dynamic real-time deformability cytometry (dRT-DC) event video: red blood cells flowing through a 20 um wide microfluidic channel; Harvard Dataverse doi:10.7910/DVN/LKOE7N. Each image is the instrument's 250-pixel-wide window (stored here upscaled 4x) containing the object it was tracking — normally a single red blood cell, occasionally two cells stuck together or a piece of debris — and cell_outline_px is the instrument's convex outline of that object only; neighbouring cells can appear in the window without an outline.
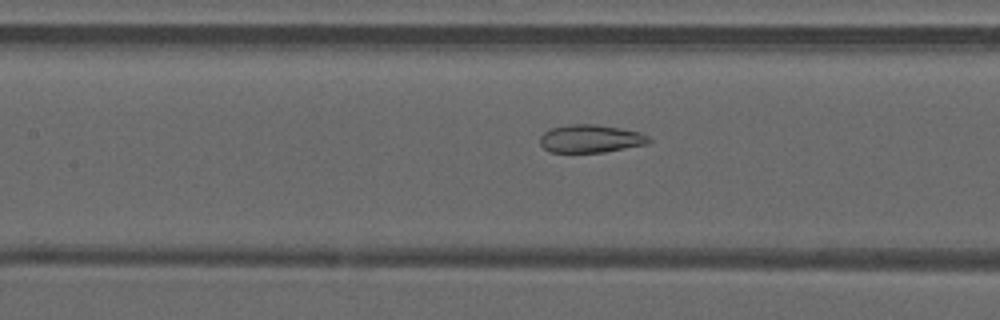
{"species": "common noctule bat (a hibernating species)", "species_latin": "Nyctalus noctula", "temperature_condition": "warm", "stored_images_in_passage": 50, "camera_frame_rate_fps": 3000, "um_per_image_px": 0.085, "animal": {"sex": "male", "forearm_length_mm": 52.5}, "frame": {"image": 1, "passage_image": 23, "time_ms": 7.333, "image_size_px": [1000, 320], "cell_outline_px": [[652, 140], [648, 144], [604, 152], [548, 152], [540, 144], [540, 136], [544, 132], [552, 128], [572, 124], [596, 124], [620, 128], [640, 132], [648, 136]], "centroid_in_image_um": [50.21, 11.79], "position_along_channel_um": 157.2, "area_um2": 17.74}}
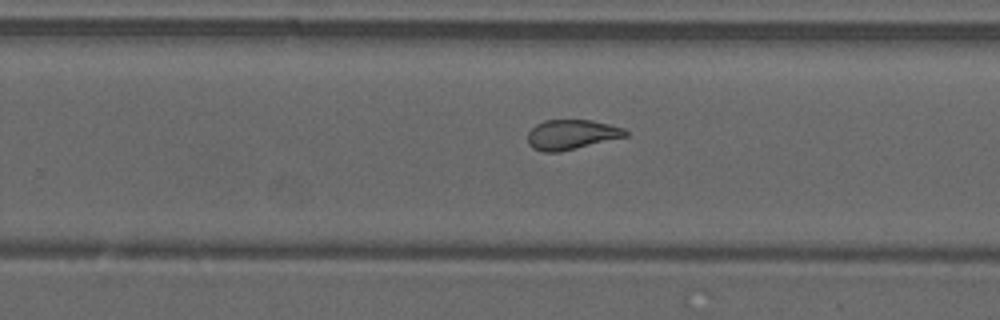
{"frame": {"image": 2, "passage_image": 32, "time_ms": 10.333, "image_size_px": [1000, 320], "cell_outline_px": [[628, 136], [560, 152], [544, 152], [532, 148], [528, 144], [528, 132], [536, 124], [544, 120], [592, 120], [624, 128], [628, 132]], "centroid_in_image_um": [48.57, 11.44], "position_along_channel_um": 281.2, "area_um2": 17.05}}
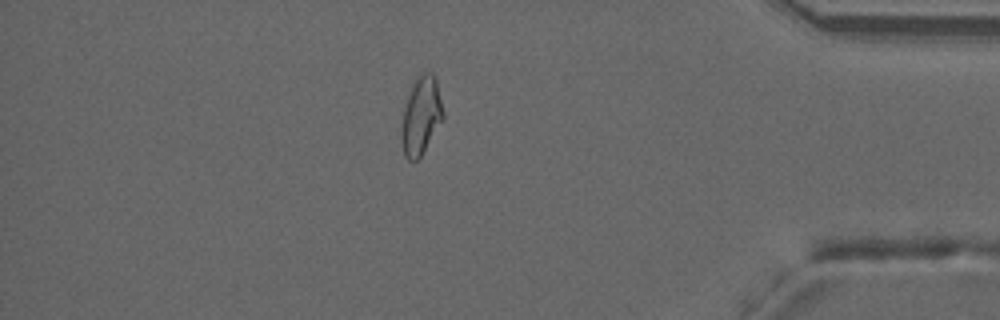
{"frame": {"image": 3, "passage_image": 43, "time_ms": 14.0, "image_size_px": [1000, 320], "cell_outline_px": [[444, 116], [420, 156], [416, 160], [408, 160], [404, 156], [400, 136], [400, 128], [404, 108], [412, 84], [424, 72], [432, 72], [436, 80], [444, 112]], "centroid_in_image_um": [35.76, 9.85], "position_along_channel_um": 399.4, "area_um2": 18.55}, "authors_computed_cell_mechanics": {"area_um2": 20.8369, "velocity_mm_per_s": 4.144, "shape_relaxation_time_tau1_ms": null, "shape_relaxation_time_tau2_ms": 1.6623, "deformation_change_tau1": null, "deformation_change_tau2": 0.0941}}